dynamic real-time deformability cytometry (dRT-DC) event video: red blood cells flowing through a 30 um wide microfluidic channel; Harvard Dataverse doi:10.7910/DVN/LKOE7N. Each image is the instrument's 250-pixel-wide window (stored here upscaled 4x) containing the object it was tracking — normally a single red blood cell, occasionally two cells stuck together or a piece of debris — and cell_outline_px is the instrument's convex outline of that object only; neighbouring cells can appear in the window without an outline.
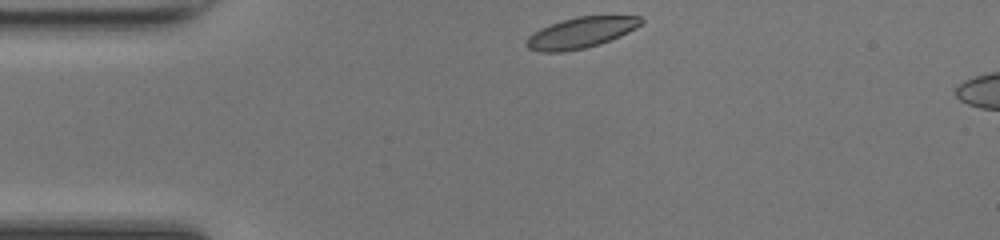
{"species": "common noctule bat (a hibernating species)", "species_latin": "Nyctalus noctula", "temperature_condition": "room temperature", "stored_images_in_passage": 33, "camera_frame_rate_fps": 3000, "um_per_image_px": 0.085, "animal": {"sex": "female", "body_mass_g": 17.0, "forearm_length_mm": 48.0}, "frame": {"image": 1, "passage_image": 1, "time_ms": 0.0, "image_size_px": [1000, 240], "cell_outline_px": [[644, 20], [636, 28], [620, 36], [600, 44], [584, 48], [564, 52], [540, 52], [528, 48], [524, 44], [528, 36], [532, 32], [540, 28], [560, 20], [576, 16], [640, 16]], "centroid_in_image_um": [49.33, 2.78], "position_along_channel_um": 35.7, "area_um2": 20.75}}
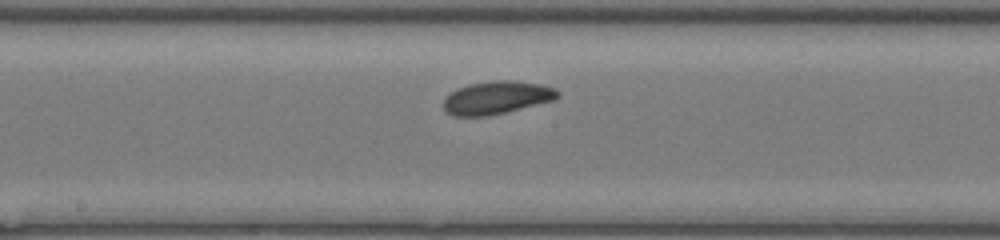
{"frame": {"image": 2, "passage_image": 16, "time_ms": 5.0, "image_size_px": [1000, 240], "cell_outline_px": [[560, 96], [552, 100], [488, 116], [452, 116], [444, 108], [444, 96], [456, 88], [468, 84], [496, 80], [516, 80], [540, 84], [556, 88], [560, 92]], "centroid_in_image_um": [42.19, 8.28], "position_along_channel_um": 206.0, "area_um2": 21.91}}
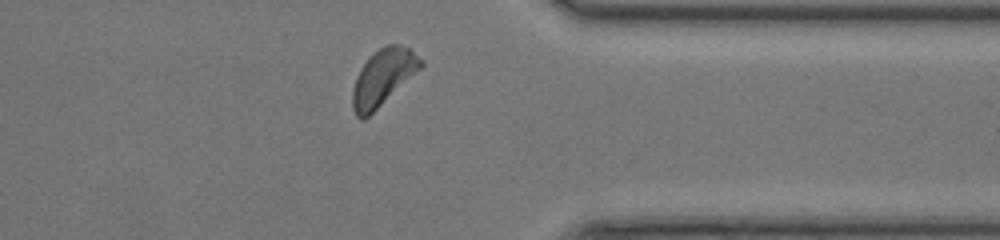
{"frame": {"image": 3, "passage_image": 29, "time_ms": 9.333, "image_size_px": [1000, 240], "cell_outline_px": [[424, 64], [420, 68], [364, 120], [360, 120], [356, 116], [352, 108], [352, 92], [356, 76], [360, 68], [380, 48], [388, 44], [400, 44], [408, 48], [424, 60]], "centroid_in_image_um": [32.53, 6.59], "position_along_channel_um": 378.9, "area_um2": 21.79}, "authors_computed_cell_mechanics": {"area_um2": 21.6172, "velocity_mm_per_s": 4.1941, "shape_relaxation_time_tau1_ms": 1.6825, "shape_relaxation_time_tau2_ms": 5.9462, "deformation_change_tau1": 0.09, "deformation_change_tau2": 0.1082}}